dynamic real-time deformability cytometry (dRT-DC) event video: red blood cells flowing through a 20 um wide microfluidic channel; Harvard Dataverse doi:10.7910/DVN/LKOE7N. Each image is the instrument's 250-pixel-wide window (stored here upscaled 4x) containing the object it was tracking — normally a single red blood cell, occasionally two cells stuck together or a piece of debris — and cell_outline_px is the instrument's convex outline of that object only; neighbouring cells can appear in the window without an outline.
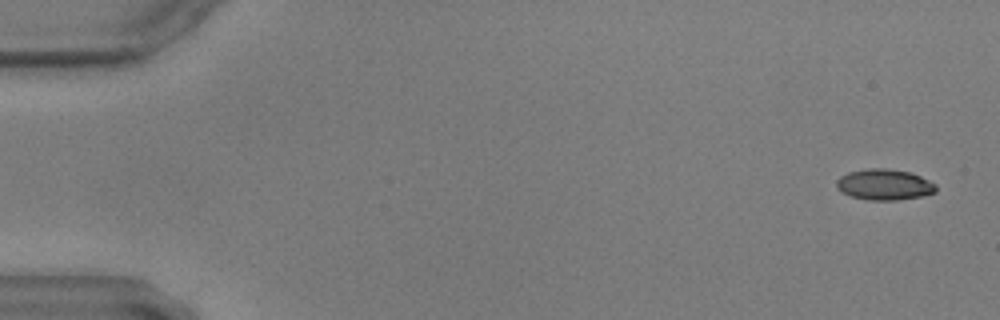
{"species": "common noctule bat (a hibernating species)", "species_latin": "Nyctalus noctula", "temperature_condition": "warm", "stored_images_in_passage": 59, "camera_frame_rate_fps": 3000, "um_per_image_px": 0.085, "animal": {"sex": "male", "body_mass_g": 17.9, "forearm_length_mm": 54.2}, "frame": {"image": 1, "passage_image": 3, "time_ms": 0.667, "image_size_px": [1000, 320], "cell_outline_px": [[936, 192], [924, 196], [896, 200], [868, 200], [852, 196], [840, 192], [836, 188], [836, 180], [840, 176], [848, 172], [872, 168], [884, 168], [912, 172], [936, 184]], "centroid_in_image_um": [75.16, 15.69], "position_along_channel_um": 9.8, "area_um2": 18.03}}
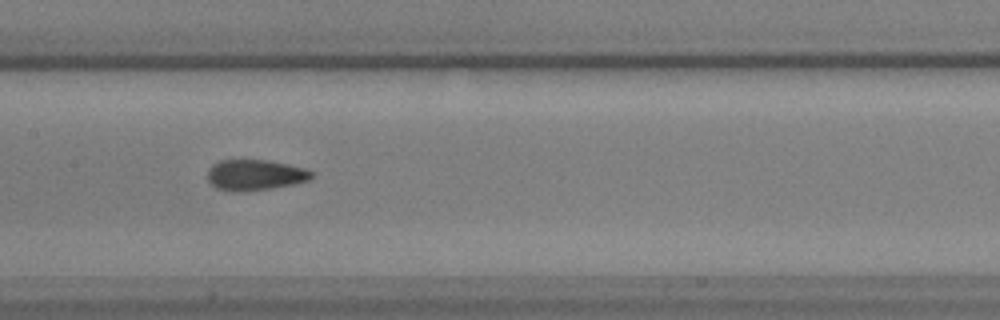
{"frame": {"image": 2, "passage_image": 30, "time_ms": 9.667, "image_size_px": [1000, 320], "cell_outline_px": [[316, 172], [308, 180], [296, 184], [272, 188], [244, 192], [236, 192], [216, 188], [208, 180], [208, 168], [212, 164], [220, 160], [268, 160], [308, 168]], "centroid_in_image_um": [21.72, 14.87], "position_along_channel_um": 185.7, "area_um2": 18.96}}
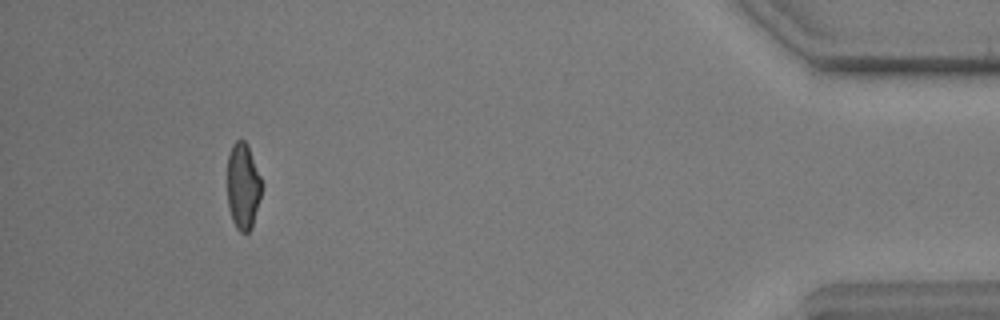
{"frame": {"image": 3, "passage_image": 55, "time_ms": 18.0, "image_size_px": [1000, 320], "cell_outline_px": [[264, 184], [252, 228], [248, 232], [240, 232], [236, 228], [232, 220], [228, 208], [228, 156], [232, 144], [236, 140], [244, 140], [248, 144]], "centroid_in_image_um": [20.68, 15.82], "position_along_channel_um": 414.5, "area_um2": 17.63}}